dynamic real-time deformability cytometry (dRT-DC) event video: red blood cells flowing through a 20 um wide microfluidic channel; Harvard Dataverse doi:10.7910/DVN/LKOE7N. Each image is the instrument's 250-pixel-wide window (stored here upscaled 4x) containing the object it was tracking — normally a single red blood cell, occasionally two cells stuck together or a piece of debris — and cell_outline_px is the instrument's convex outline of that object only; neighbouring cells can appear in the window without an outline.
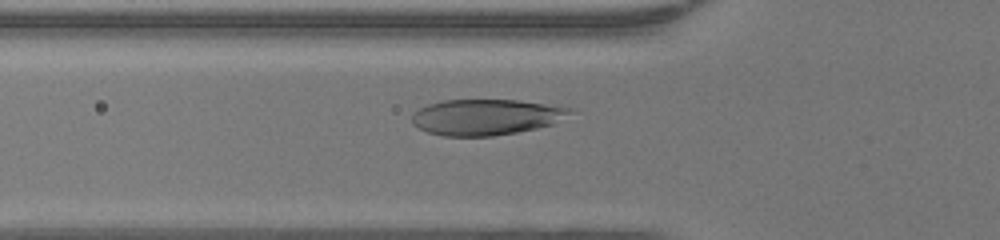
{"species": "human", "species_latin": "Homo sapiens", "temperature_condition": "warm", "stored_images_in_passage": 46, "camera_frame_rate_fps": 3000, "um_per_image_px": 0.085, "donor": {"sex": "female"}, "frame": {"image": 1, "passage_image": 15, "time_ms": 4.667, "image_size_px": [1000, 240], "cell_outline_px": [[576, 112], [552, 124], [536, 128], [516, 132], [492, 136], [444, 136], [428, 132], [412, 124], [412, 116], [420, 108], [428, 104], [444, 100], [516, 100], [560, 104], [572, 108]], "centroid_in_image_um": [41.4, 9.93], "position_along_channel_um": 84.4, "area_um2": 33.29}}
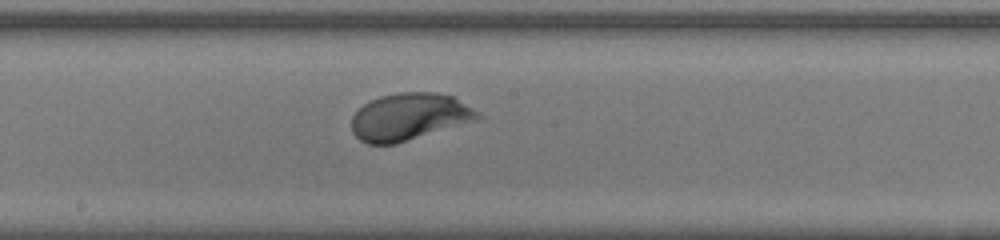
{"frame": {"image": 2, "passage_image": 24, "time_ms": 7.667, "image_size_px": [1000, 240], "cell_outline_px": [[484, 116], [480, 120], [396, 144], [368, 144], [360, 140], [352, 132], [352, 116], [364, 104], [380, 96], [400, 92], [436, 92], [452, 96], [480, 112]], "centroid_in_image_um": [34.84, 9.94], "position_along_channel_um": 213.4, "area_um2": 34.91}}
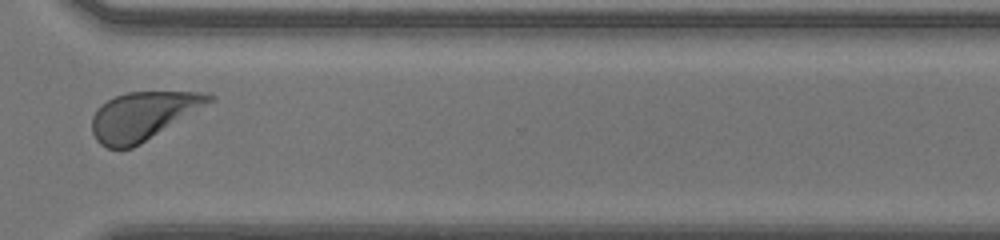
{"frame": {"image": 3, "passage_image": 34, "time_ms": 11.0, "image_size_px": [1000, 240], "cell_outline_px": [[216, 100], [140, 144], [132, 148], [108, 148], [100, 144], [96, 140], [92, 132], [92, 116], [100, 104], [116, 96], [128, 92], [208, 92], [216, 96]], "centroid_in_image_um": [12.18, 9.84], "position_along_channel_um": 358.4, "area_um2": 32.89}, "authors_computed_cell_mechanics": {"area_um2": 35.1713, "velocity_mm_per_s": 4.3133, "shape_relaxation_time_tau1_ms": 1.7074, "shape_relaxation_time_tau2_ms": null, "deformation_change_tau1": 0.1679, "deformation_change_tau2": null}}